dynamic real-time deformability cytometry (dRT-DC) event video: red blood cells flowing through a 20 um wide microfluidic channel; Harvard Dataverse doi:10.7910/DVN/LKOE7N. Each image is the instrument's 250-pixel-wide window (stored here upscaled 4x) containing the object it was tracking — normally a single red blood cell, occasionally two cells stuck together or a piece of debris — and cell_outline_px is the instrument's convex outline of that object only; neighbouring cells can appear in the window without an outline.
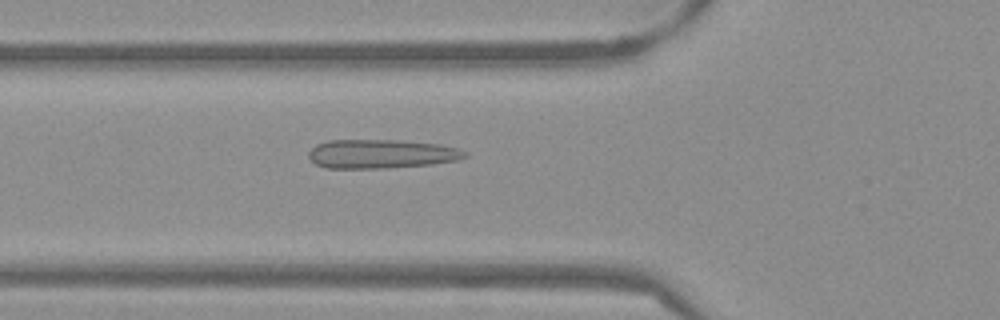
{"species": "Egyptian fruit bat (a non-hibernating species)", "species_latin": "Rousettus aegyptiacus", "temperature_condition": "warm", "stored_images_in_passage": 52, "camera_frame_rate_fps": 3000, "um_per_image_px": 0.085, "frame": {"image": 1, "passage_image": 18, "time_ms": 5.667, "image_size_px": [1000, 320], "cell_outline_px": [[468, 156], [456, 160], [432, 164], [388, 168], [328, 168], [316, 164], [308, 156], [308, 152], [316, 144], [328, 140], [396, 140], [440, 144], [460, 148], [468, 152]], "centroid_in_image_um": [32.43, 13.08], "position_along_channel_um": 93.4, "area_um2": 26.47}}
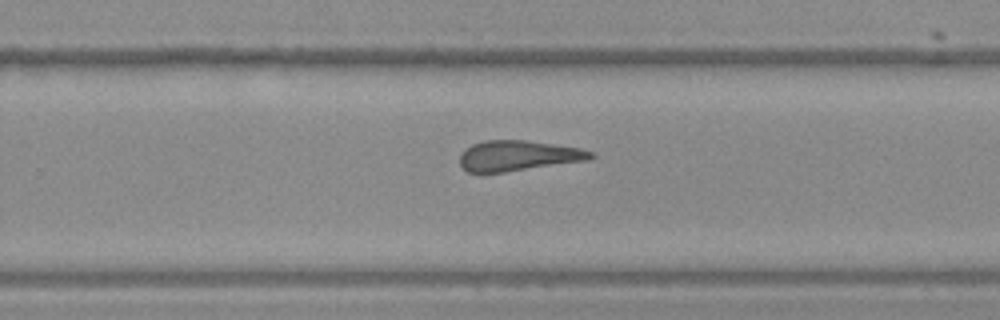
{"frame": {"image": 2, "passage_image": 33, "time_ms": 10.667, "image_size_px": [1000, 320], "cell_outline_px": [[596, 156], [588, 160], [504, 172], [468, 172], [460, 164], [460, 152], [464, 148], [472, 144], [484, 140], [524, 140], [580, 148], [596, 152]], "centroid_in_image_um": [44.04, 13.22], "position_along_channel_um": 285.8, "area_um2": 23.18}}
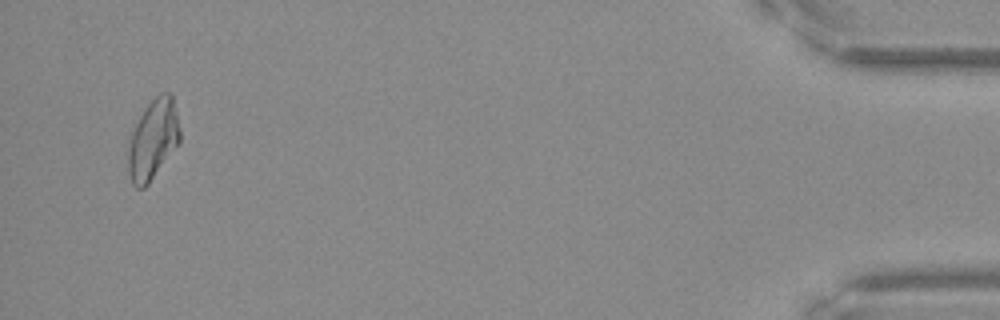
{"frame": {"image": 3, "passage_image": 50, "time_ms": 16.333, "image_size_px": [1000, 320], "cell_outline_px": [[180, 144], [148, 184], [144, 188], [136, 188], [132, 184], [128, 172], [128, 148], [132, 132], [144, 108], [160, 92], [172, 92], [180, 128]], "centroid_in_image_um": [13.03, 11.86], "position_along_channel_um": 422.2, "area_um2": 24.33}, "authors_computed_cell_mechanics": {"area_um2": 24.5361, "velocity_mm_per_s": 3.8345, "shape_relaxation_time_tau1_ms": null, "shape_relaxation_time_tau2_ms": 2.5815, "deformation_change_tau1": null, "deformation_change_tau2": 0.1153}}